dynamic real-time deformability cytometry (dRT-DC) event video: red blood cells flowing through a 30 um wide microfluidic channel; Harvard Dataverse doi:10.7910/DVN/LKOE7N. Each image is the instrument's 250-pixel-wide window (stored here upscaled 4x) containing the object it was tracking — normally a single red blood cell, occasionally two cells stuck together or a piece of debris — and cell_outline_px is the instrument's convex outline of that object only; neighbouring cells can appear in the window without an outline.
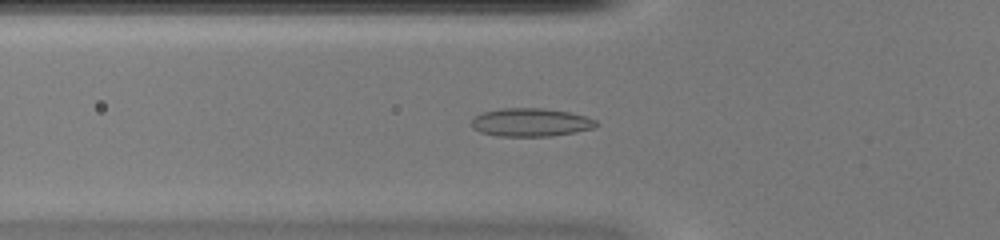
{"species": "common noctule bat (a hibernating species)", "species_latin": "Nyctalus noctula", "temperature_condition": "warm", "stored_images_in_passage": 52, "camera_frame_rate_fps": 3000, "um_per_image_px": 0.085, "animal": {"sex": "female", "body_mass_g": 20.0, "forearm_length_mm": 54.0}, "frame": {"image": 1, "passage_image": 19, "time_ms": 6.0, "image_size_px": [1000, 240], "cell_outline_px": [[600, 124], [596, 128], [576, 132], [552, 136], [496, 136], [480, 132], [472, 128], [472, 120], [476, 116], [484, 112], [500, 108], [544, 108], [568, 112], [584, 116], [596, 120]], "centroid_in_image_um": [45.14, 10.41], "position_along_channel_um": 80.7, "area_um2": 20.63}}
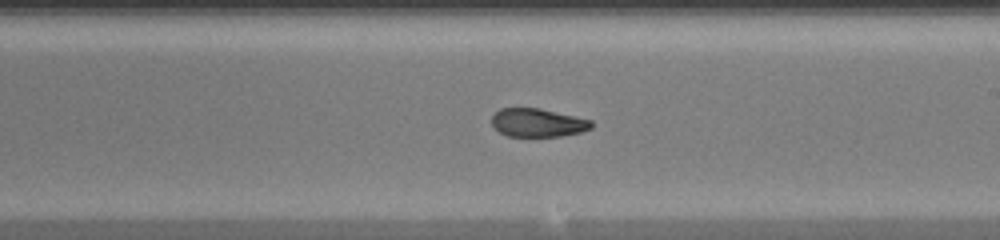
{"frame": {"image": 2, "passage_image": 31, "time_ms": 10.0, "image_size_px": [1000, 240], "cell_outline_px": [[592, 128], [580, 132], [560, 136], [508, 136], [500, 132], [492, 124], [492, 116], [500, 108], [540, 108], [592, 120]], "centroid_in_image_um": [45.71, 10.42], "position_along_channel_um": 243.3, "area_um2": 16.36}}
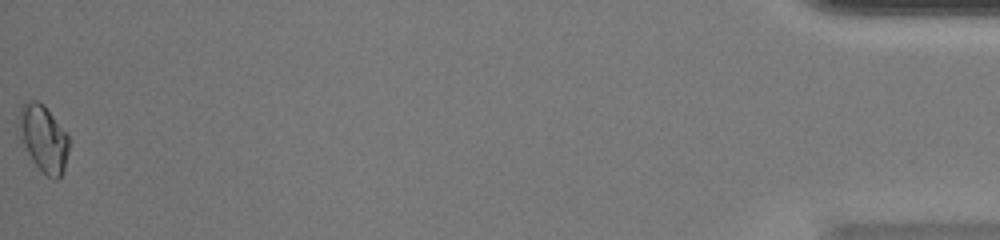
{"frame": {"image": 3, "passage_image": 52, "time_ms": 17.0, "image_size_px": [1000, 240], "cell_outline_px": [[68, 152], [64, 168], [60, 176], [56, 180], [52, 180], [32, 160], [16, 128], [20, 104], [28, 100], [36, 100], [44, 104], [68, 132]], "centroid_in_image_um": [3.68, 11.69], "position_along_channel_um": 431.5, "area_um2": 19.77}, "authors_computed_cell_mechanics": {"area_um2": 18.4093, "velocity_mm_per_s": 4.0514, "shape_relaxation_time_tau1_ms": null, "shape_relaxation_time_tau2_ms": 1.2704, "deformation_change_tau1": null, "deformation_change_tau2": 0.0417}}